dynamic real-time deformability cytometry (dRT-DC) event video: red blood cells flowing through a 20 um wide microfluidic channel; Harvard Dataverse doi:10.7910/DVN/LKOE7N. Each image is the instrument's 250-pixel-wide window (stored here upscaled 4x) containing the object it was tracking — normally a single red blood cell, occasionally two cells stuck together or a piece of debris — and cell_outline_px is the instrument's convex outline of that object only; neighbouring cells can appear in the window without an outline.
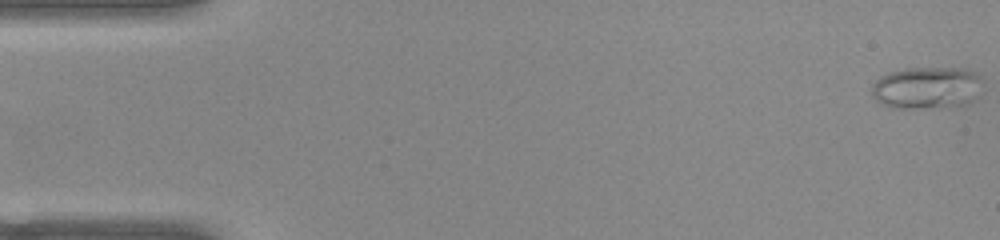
{"species": "common noctule bat (a hibernating species)", "species_latin": "Nyctalus noctula", "temperature_condition": "warm", "stored_images_in_passage": 52, "camera_frame_rate_fps": 3000, "um_per_image_px": 0.085, "animal": {"sex": "female", "body_mass_g": 22.0, "forearm_length_mm": 56.7}, "frame": {"image": 1, "passage_image": 1, "time_ms": 0.0, "image_size_px": [1000, 240], "cell_outline_px": [[980, 76], [972, 100], [964, 104], [936, 108], [892, 108], [876, 100], [872, 96], [872, 84], [880, 76], [888, 72], [904, 68], [960, 68], [972, 72]], "centroid_in_image_um": [78.66, 7.46], "position_along_channel_um": 6.3, "area_um2": 26.76}}
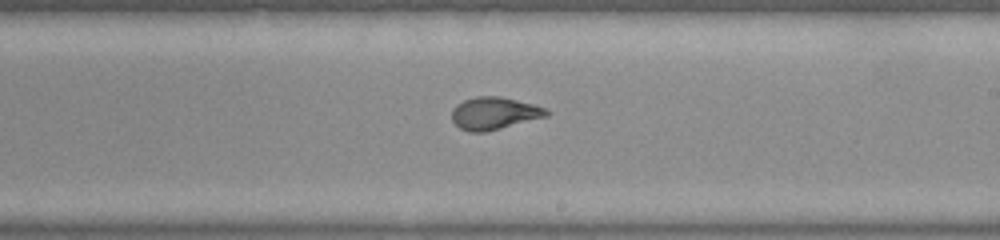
{"frame": {"image": 2, "passage_image": 30, "time_ms": 9.667, "image_size_px": [1000, 240], "cell_outline_px": [[552, 112], [548, 116], [484, 132], [468, 132], [460, 128], [452, 120], [452, 108], [456, 104], [464, 100], [476, 96], [500, 96], [548, 108]], "centroid_in_image_um": [42.02, 9.62], "position_along_channel_um": 247.0, "area_um2": 17.92}}
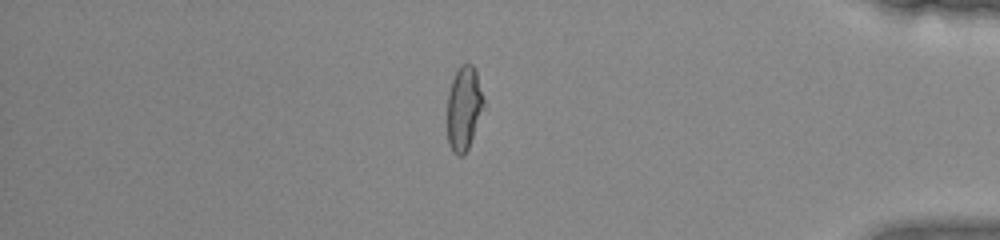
{"frame": {"image": 3, "passage_image": 44, "time_ms": 14.333, "image_size_px": [1000, 240], "cell_outline_px": [[484, 108], [468, 148], [464, 156], [456, 156], [452, 152], [448, 144], [448, 92], [452, 80], [460, 64], [472, 64], [476, 68], [484, 100]], "centroid_in_image_um": [39.44, 9.21], "position_along_channel_um": 395.8, "area_um2": 17.98}, "authors_computed_cell_mechanics": {"area_um2": 18.5538, "velocity_mm_per_s": 3.9486, "shape_relaxation_time_tau1_ms": null, "shape_relaxation_time_tau2_ms": 0.619, "deformation_change_tau1": null, "deformation_change_tau2": 0.0646}}